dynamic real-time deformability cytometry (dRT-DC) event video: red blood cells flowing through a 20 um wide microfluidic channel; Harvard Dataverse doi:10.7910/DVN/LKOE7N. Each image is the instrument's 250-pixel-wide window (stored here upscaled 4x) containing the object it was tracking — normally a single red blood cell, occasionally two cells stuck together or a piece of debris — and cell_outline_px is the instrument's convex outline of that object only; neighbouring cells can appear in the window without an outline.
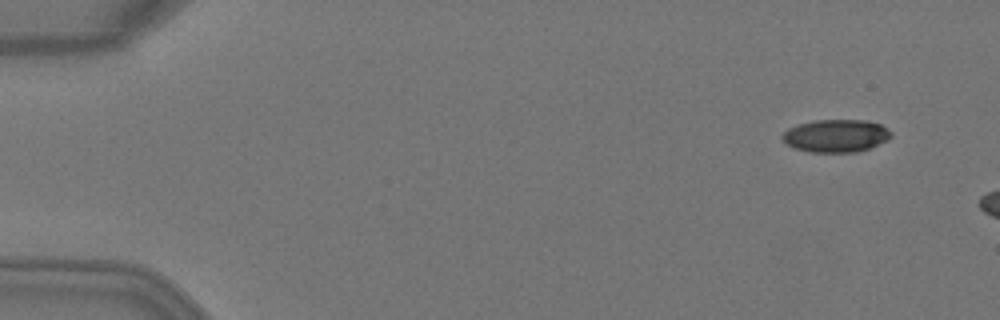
{"species": "Egyptian fruit bat (a non-hibernating species)", "species_latin": "Rousettus aegyptiacus", "temperature_condition": "warm", "stored_images_in_passage": 3, "camera_frame_rate_fps": 3000, "um_per_image_px": 0.085, "animal": {"sex": "female"}, "frame": {"image": 1, "passage_image": 2, "time_ms": 0.333, "image_size_px": [1000, 320], "cell_outline_px": [[892, 136], [888, 140], [868, 148], [856, 152], [808, 152], [796, 148], [788, 144], [780, 136], [788, 128], [796, 124], [812, 120], [864, 120], [880, 124], [888, 128], [892, 132]], "centroid_in_image_um": [71.06, 11.53], "position_along_channel_um": 13.9, "area_um2": 20.81}}